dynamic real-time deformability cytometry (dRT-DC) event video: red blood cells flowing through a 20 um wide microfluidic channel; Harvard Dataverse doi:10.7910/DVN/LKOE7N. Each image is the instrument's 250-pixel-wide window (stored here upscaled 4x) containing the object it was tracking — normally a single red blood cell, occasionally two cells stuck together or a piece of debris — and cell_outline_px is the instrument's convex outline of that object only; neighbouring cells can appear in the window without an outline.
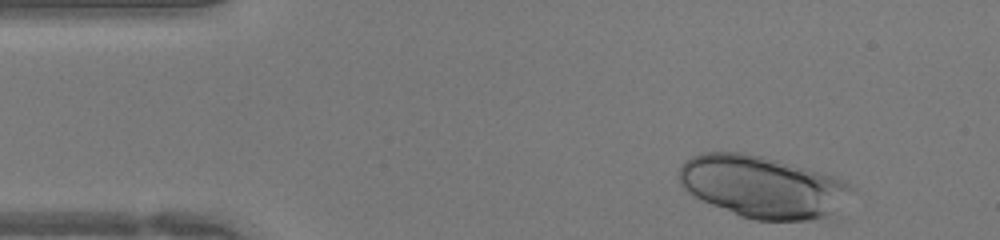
{"species": "human", "species_latin": "Homo sapiens", "temperature_condition": "warm", "stored_images_in_passage": 40, "camera_frame_rate_fps": 3000, "um_per_image_px": 0.085, "donor": {"sex": "female"}, "frame": {"image": 1, "passage_image": 1, "time_ms": 0.0, "image_size_px": [1000, 240], "cell_outline_px": [[856, 188], [844, 220], [840, 224], [756, 220], [740, 216], [700, 200], [688, 192], [680, 184], [680, 164], [684, 160], [700, 152], [744, 152], [764, 156], [780, 160], [836, 176], [844, 180]], "centroid_in_image_um": [65.12, 15.98], "position_along_channel_um": 19.9, "area_um2": 66.24}}